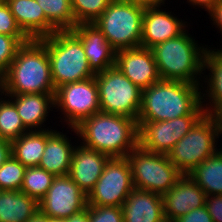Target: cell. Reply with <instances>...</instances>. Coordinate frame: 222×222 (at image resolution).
<instances>
[{"label": "cell", "instance_id": "5b68a950", "mask_svg": "<svg viewBox=\"0 0 222 222\" xmlns=\"http://www.w3.org/2000/svg\"><path fill=\"white\" fill-rule=\"evenodd\" d=\"M47 48L55 89L95 77L80 39L71 31H56L40 39Z\"/></svg>", "mask_w": 222, "mask_h": 222}, {"label": "cell", "instance_id": "d6a6232c", "mask_svg": "<svg viewBox=\"0 0 222 222\" xmlns=\"http://www.w3.org/2000/svg\"><path fill=\"white\" fill-rule=\"evenodd\" d=\"M89 222H124L122 208L89 205Z\"/></svg>", "mask_w": 222, "mask_h": 222}, {"label": "cell", "instance_id": "f546056e", "mask_svg": "<svg viewBox=\"0 0 222 222\" xmlns=\"http://www.w3.org/2000/svg\"><path fill=\"white\" fill-rule=\"evenodd\" d=\"M112 0H71L75 23H93L107 9Z\"/></svg>", "mask_w": 222, "mask_h": 222}, {"label": "cell", "instance_id": "4fadbf2b", "mask_svg": "<svg viewBox=\"0 0 222 222\" xmlns=\"http://www.w3.org/2000/svg\"><path fill=\"white\" fill-rule=\"evenodd\" d=\"M38 206L45 216L65 219L87 207V195L68 175L57 176Z\"/></svg>", "mask_w": 222, "mask_h": 222}, {"label": "cell", "instance_id": "e0dca14e", "mask_svg": "<svg viewBox=\"0 0 222 222\" xmlns=\"http://www.w3.org/2000/svg\"><path fill=\"white\" fill-rule=\"evenodd\" d=\"M71 31L82 42L89 67L95 74L115 66L116 50L94 23H78Z\"/></svg>", "mask_w": 222, "mask_h": 222}, {"label": "cell", "instance_id": "d6986e66", "mask_svg": "<svg viewBox=\"0 0 222 222\" xmlns=\"http://www.w3.org/2000/svg\"><path fill=\"white\" fill-rule=\"evenodd\" d=\"M124 222H167L162 195L133 188L121 206Z\"/></svg>", "mask_w": 222, "mask_h": 222}, {"label": "cell", "instance_id": "b9f144b4", "mask_svg": "<svg viewBox=\"0 0 222 222\" xmlns=\"http://www.w3.org/2000/svg\"><path fill=\"white\" fill-rule=\"evenodd\" d=\"M28 222H65L64 218L45 216L39 211Z\"/></svg>", "mask_w": 222, "mask_h": 222}, {"label": "cell", "instance_id": "52a82bcc", "mask_svg": "<svg viewBox=\"0 0 222 222\" xmlns=\"http://www.w3.org/2000/svg\"><path fill=\"white\" fill-rule=\"evenodd\" d=\"M144 10L130 0H112L93 23L116 51L140 47Z\"/></svg>", "mask_w": 222, "mask_h": 222}, {"label": "cell", "instance_id": "6da1fadb", "mask_svg": "<svg viewBox=\"0 0 222 222\" xmlns=\"http://www.w3.org/2000/svg\"><path fill=\"white\" fill-rule=\"evenodd\" d=\"M201 86L184 81L163 80L142 90L138 128L144 122L171 120L187 115H204Z\"/></svg>", "mask_w": 222, "mask_h": 222}, {"label": "cell", "instance_id": "ba28073f", "mask_svg": "<svg viewBox=\"0 0 222 222\" xmlns=\"http://www.w3.org/2000/svg\"><path fill=\"white\" fill-rule=\"evenodd\" d=\"M126 158L129 161L133 186L163 195L183 175L169 160L168 154L152 153L139 145Z\"/></svg>", "mask_w": 222, "mask_h": 222}, {"label": "cell", "instance_id": "83f0119b", "mask_svg": "<svg viewBox=\"0 0 222 222\" xmlns=\"http://www.w3.org/2000/svg\"><path fill=\"white\" fill-rule=\"evenodd\" d=\"M30 132L24 125L14 103L5 96L0 101V138L13 141Z\"/></svg>", "mask_w": 222, "mask_h": 222}, {"label": "cell", "instance_id": "603a6c76", "mask_svg": "<svg viewBox=\"0 0 222 222\" xmlns=\"http://www.w3.org/2000/svg\"><path fill=\"white\" fill-rule=\"evenodd\" d=\"M71 137L69 139L66 132L63 134V130L61 132L56 129L47 138L44 153L38 166L55 177L68 175L73 151L76 144H79L78 141L76 143L71 142Z\"/></svg>", "mask_w": 222, "mask_h": 222}, {"label": "cell", "instance_id": "ffe728a7", "mask_svg": "<svg viewBox=\"0 0 222 222\" xmlns=\"http://www.w3.org/2000/svg\"><path fill=\"white\" fill-rule=\"evenodd\" d=\"M19 28L29 39H41L58 31L36 0H5Z\"/></svg>", "mask_w": 222, "mask_h": 222}, {"label": "cell", "instance_id": "484cf974", "mask_svg": "<svg viewBox=\"0 0 222 222\" xmlns=\"http://www.w3.org/2000/svg\"><path fill=\"white\" fill-rule=\"evenodd\" d=\"M188 175L206 195H222V147Z\"/></svg>", "mask_w": 222, "mask_h": 222}, {"label": "cell", "instance_id": "4316f807", "mask_svg": "<svg viewBox=\"0 0 222 222\" xmlns=\"http://www.w3.org/2000/svg\"><path fill=\"white\" fill-rule=\"evenodd\" d=\"M46 19L58 30H72L76 23L71 0H36Z\"/></svg>", "mask_w": 222, "mask_h": 222}, {"label": "cell", "instance_id": "44dd1931", "mask_svg": "<svg viewBox=\"0 0 222 222\" xmlns=\"http://www.w3.org/2000/svg\"><path fill=\"white\" fill-rule=\"evenodd\" d=\"M54 95L33 93L6 96L14 103L24 125L30 131H45L51 129L44 124L50 111H54Z\"/></svg>", "mask_w": 222, "mask_h": 222}, {"label": "cell", "instance_id": "1f68e13d", "mask_svg": "<svg viewBox=\"0 0 222 222\" xmlns=\"http://www.w3.org/2000/svg\"><path fill=\"white\" fill-rule=\"evenodd\" d=\"M28 40V37H13L0 34V73L5 74L7 72L19 47Z\"/></svg>", "mask_w": 222, "mask_h": 222}, {"label": "cell", "instance_id": "277c9868", "mask_svg": "<svg viewBox=\"0 0 222 222\" xmlns=\"http://www.w3.org/2000/svg\"><path fill=\"white\" fill-rule=\"evenodd\" d=\"M188 28L178 37L151 48L160 79L202 85L208 45L198 44ZM202 78V79H201Z\"/></svg>", "mask_w": 222, "mask_h": 222}, {"label": "cell", "instance_id": "9c48e42d", "mask_svg": "<svg viewBox=\"0 0 222 222\" xmlns=\"http://www.w3.org/2000/svg\"><path fill=\"white\" fill-rule=\"evenodd\" d=\"M100 110L107 114L127 116L137 121L142 90L116 66L96 73Z\"/></svg>", "mask_w": 222, "mask_h": 222}, {"label": "cell", "instance_id": "7a4b0ae2", "mask_svg": "<svg viewBox=\"0 0 222 222\" xmlns=\"http://www.w3.org/2000/svg\"><path fill=\"white\" fill-rule=\"evenodd\" d=\"M67 129L76 134L73 138H78L84 147L111 158L126 157L138 146L137 121L123 115L99 112Z\"/></svg>", "mask_w": 222, "mask_h": 222}, {"label": "cell", "instance_id": "30bf717a", "mask_svg": "<svg viewBox=\"0 0 222 222\" xmlns=\"http://www.w3.org/2000/svg\"><path fill=\"white\" fill-rule=\"evenodd\" d=\"M54 103L55 109L59 114L61 113L60 122L65 123L63 129L65 125L75 127L83 119L101 112L95 77L58 87L55 91Z\"/></svg>", "mask_w": 222, "mask_h": 222}, {"label": "cell", "instance_id": "7c38bea8", "mask_svg": "<svg viewBox=\"0 0 222 222\" xmlns=\"http://www.w3.org/2000/svg\"><path fill=\"white\" fill-rule=\"evenodd\" d=\"M203 115H187L171 120L144 122L138 129V145L152 153L168 154Z\"/></svg>", "mask_w": 222, "mask_h": 222}, {"label": "cell", "instance_id": "836d02e7", "mask_svg": "<svg viewBox=\"0 0 222 222\" xmlns=\"http://www.w3.org/2000/svg\"><path fill=\"white\" fill-rule=\"evenodd\" d=\"M0 34L13 37H27L17 25L10 7L5 0H0Z\"/></svg>", "mask_w": 222, "mask_h": 222}, {"label": "cell", "instance_id": "7bdbcfd3", "mask_svg": "<svg viewBox=\"0 0 222 222\" xmlns=\"http://www.w3.org/2000/svg\"><path fill=\"white\" fill-rule=\"evenodd\" d=\"M3 96H6L5 74L0 73V101L4 98Z\"/></svg>", "mask_w": 222, "mask_h": 222}, {"label": "cell", "instance_id": "ab89813d", "mask_svg": "<svg viewBox=\"0 0 222 222\" xmlns=\"http://www.w3.org/2000/svg\"><path fill=\"white\" fill-rule=\"evenodd\" d=\"M65 222H89V205L83 210L64 219Z\"/></svg>", "mask_w": 222, "mask_h": 222}, {"label": "cell", "instance_id": "2e32d148", "mask_svg": "<svg viewBox=\"0 0 222 222\" xmlns=\"http://www.w3.org/2000/svg\"><path fill=\"white\" fill-rule=\"evenodd\" d=\"M162 198L164 217L167 222H174L189 211L204 206L206 194L188 174H185L162 195Z\"/></svg>", "mask_w": 222, "mask_h": 222}, {"label": "cell", "instance_id": "ee69618b", "mask_svg": "<svg viewBox=\"0 0 222 222\" xmlns=\"http://www.w3.org/2000/svg\"><path fill=\"white\" fill-rule=\"evenodd\" d=\"M217 117L222 120V108L216 113Z\"/></svg>", "mask_w": 222, "mask_h": 222}, {"label": "cell", "instance_id": "8d00e7d4", "mask_svg": "<svg viewBox=\"0 0 222 222\" xmlns=\"http://www.w3.org/2000/svg\"><path fill=\"white\" fill-rule=\"evenodd\" d=\"M211 20L213 21V25H215V28H218V32H221L222 35V0H220L209 12L208 14ZM222 46V45H221ZM222 49V47H221Z\"/></svg>", "mask_w": 222, "mask_h": 222}, {"label": "cell", "instance_id": "60d3db41", "mask_svg": "<svg viewBox=\"0 0 222 222\" xmlns=\"http://www.w3.org/2000/svg\"><path fill=\"white\" fill-rule=\"evenodd\" d=\"M143 7H164L167 0H130ZM169 1V0H168Z\"/></svg>", "mask_w": 222, "mask_h": 222}, {"label": "cell", "instance_id": "cb8c5ba5", "mask_svg": "<svg viewBox=\"0 0 222 222\" xmlns=\"http://www.w3.org/2000/svg\"><path fill=\"white\" fill-rule=\"evenodd\" d=\"M38 211V202L24 192H0V222H28Z\"/></svg>", "mask_w": 222, "mask_h": 222}, {"label": "cell", "instance_id": "f35d334b", "mask_svg": "<svg viewBox=\"0 0 222 222\" xmlns=\"http://www.w3.org/2000/svg\"><path fill=\"white\" fill-rule=\"evenodd\" d=\"M12 155L11 141L0 138V166Z\"/></svg>", "mask_w": 222, "mask_h": 222}, {"label": "cell", "instance_id": "9a60e30c", "mask_svg": "<svg viewBox=\"0 0 222 222\" xmlns=\"http://www.w3.org/2000/svg\"><path fill=\"white\" fill-rule=\"evenodd\" d=\"M115 66L141 90L160 80L151 49L136 47L116 51Z\"/></svg>", "mask_w": 222, "mask_h": 222}, {"label": "cell", "instance_id": "7402d4cb", "mask_svg": "<svg viewBox=\"0 0 222 222\" xmlns=\"http://www.w3.org/2000/svg\"><path fill=\"white\" fill-rule=\"evenodd\" d=\"M203 70L202 105L206 113L216 114L222 108V49L220 47L213 49L208 46ZM207 70L210 72L208 75Z\"/></svg>", "mask_w": 222, "mask_h": 222}, {"label": "cell", "instance_id": "f1b7e54d", "mask_svg": "<svg viewBox=\"0 0 222 222\" xmlns=\"http://www.w3.org/2000/svg\"><path fill=\"white\" fill-rule=\"evenodd\" d=\"M55 176L39 166L26 167L21 192L39 202L52 185Z\"/></svg>", "mask_w": 222, "mask_h": 222}, {"label": "cell", "instance_id": "d590c367", "mask_svg": "<svg viewBox=\"0 0 222 222\" xmlns=\"http://www.w3.org/2000/svg\"><path fill=\"white\" fill-rule=\"evenodd\" d=\"M174 222H213L206 206L195 208L186 215L179 217Z\"/></svg>", "mask_w": 222, "mask_h": 222}, {"label": "cell", "instance_id": "ac0fdd59", "mask_svg": "<svg viewBox=\"0 0 222 222\" xmlns=\"http://www.w3.org/2000/svg\"><path fill=\"white\" fill-rule=\"evenodd\" d=\"M110 158L104 153L86 148L79 143L73 151L68 176L88 195L102 175Z\"/></svg>", "mask_w": 222, "mask_h": 222}, {"label": "cell", "instance_id": "d4e9b609", "mask_svg": "<svg viewBox=\"0 0 222 222\" xmlns=\"http://www.w3.org/2000/svg\"><path fill=\"white\" fill-rule=\"evenodd\" d=\"M54 129L30 131L11 142L12 155L25 167L38 166L44 153L47 138Z\"/></svg>", "mask_w": 222, "mask_h": 222}, {"label": "cell", "instance_id": "e575fe53", "mask_svg": "<svg viewBox=\"0 0 222 222\" xmlns=\"http://www.w3.org/2000/svg\"><path fill=\"white\" fill-rule=\"evenodd\" d=\"M205 206L213 222H222V195H206Z\"/></svg>", "mask_w": 222, "mask_h": 222}, {"label": "cell", "instance_id": "74e56055", "mask_svg": "<svg viewBox=\"0 0 222 222\" xmlns=\"http://www.w3.org/2000/svg\"><path fill=\"white\" fill-rule=\"evenodd\" d=\"M220 0H187L189 6L195 9H204L208 13ZM197 7V8H196Z\"/></svg>", "mask_w": 222, "mask_h": 222}, {"label": "cell", "instance_id": "8992f818", "mask_svg": "<svg viewBox=\"0 0 222 222\" xmlns=\"http://www.w3.org/2000/svg\"><path fill=\"white\" fill-rule=\"evenodd\" d=\"M221 137L222 120L205 113L168 153L169 160L183 175L188 174L222 147Z\"/></svg>", "mask_w": 222, "mask_h": 222}, {"label": "cell", "instance_id": "8fae6325", "mask_svg": "<svg viewBox=\"0 0 222 222\" xmlns=\"http://www.w3.org/2000/svg\"><path fill=\"white\" fill-rule=\"evenodd\" d=\"M132 172L126 157L110 158L94 188L87 195V205L118 206L132 192Z\"/></svg>", "mask_w": 222, "mask_h": 222}, {"label": "cell", "instance_id": "5bb4252c", "mask_svg": "<svg viewBox=\"0 0 222 222\" xmlns=\"http://www.w3.org/2000/svg\"><path fill=\"white\" fill-rule=\"evenodd\" d=\"M146 7L143 13L141 47L149 48L182 34L190 24L167 8ZM165 9V10H164ZM173 13V14H172ZM187 24V25H186Z\"/></svg>", "mask_w": 222, "mask_h": 222}, {"label": "cell", "instance_id": "4dcf8cb0", "mask_svg": "<svg viewBox=\"0 0 222 222\" xmlns=\"http://www.w3.org/2000/svg\"><path fill=\"white\" fill-rule=\"evenodd\" d=\"M26 167L11 155L0 166L1 190L20 191Z\"/></svg>", "mask_w": 222, "mask_h": 222}, {"label": "cell", "instance_id": "3957f363", "mask_svg": "<svg viewBox=\"0 0 222 222\" xmlns=\"http://www.w3.org/2000/svg\"><path fill=\"white\" fill-rule=\"evenodd\" d=\"M6 95L55 94L50 60L40 39L23 43L5 73Z\"/></svg>", "mask_w": 222, "mask_h": 222}]
</instances>
